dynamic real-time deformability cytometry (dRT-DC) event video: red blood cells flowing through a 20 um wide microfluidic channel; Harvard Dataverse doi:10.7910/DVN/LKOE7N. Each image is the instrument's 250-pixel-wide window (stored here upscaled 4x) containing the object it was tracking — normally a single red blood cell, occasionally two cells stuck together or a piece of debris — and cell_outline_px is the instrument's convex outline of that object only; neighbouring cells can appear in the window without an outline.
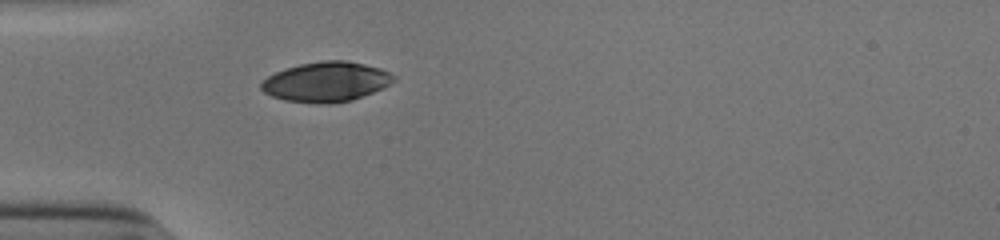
{"species": "human", "species_latin": "Homo sapiens", "temperature_condition": "cold", "stored_images_in_passage": 29, "camera_frame_rate_fps": 3000, "um_per_image_px": 0.085, "donor": {"sex": "male"}, "frame": {"image": 1, "passage_image": 1, "time_ms": 0.0, "image_size_px": [1000, 240], "cell_outline_px": [[396, 80], [372, 92], [352, 100], [328, 104], [320, 104], [284, 100], [272, 96], [264, 92], [260, 88], [260, 84], [268, 76], [276, 72], [300, 64], [324, 60], [348, 60], [380, 68], [396, 76]], "centroid_in_image_um": [27.72, 6.95], "position_along_channel_um": 57.3, "area_um2": 30.58}}
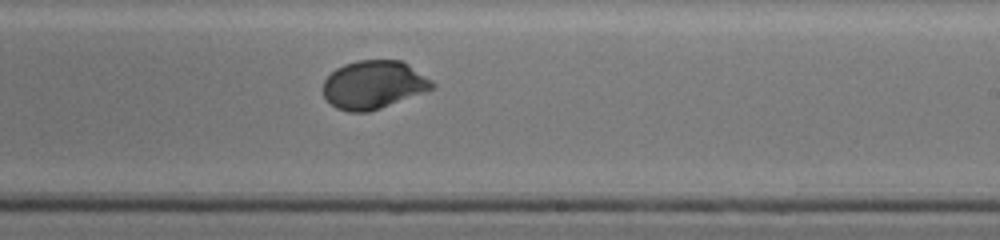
{"frame": {"image": 2, "passage_image": 17, "time_ms": 5.333, "image_size_px": [1000, 240], "cell_outline_px": [[436, 88], [428, 92], [368, 112], [348, 112], [336, 108], [324, 96], [324, 80], [336, 68], [344, 64], [356, 60], [400, 60], [408, 64], [432, 80], [436, 84]], "centroid_in_image_um": [31.8, 7.21], "position_along_channel_um": 257.2, "area_um2": 30.87}}
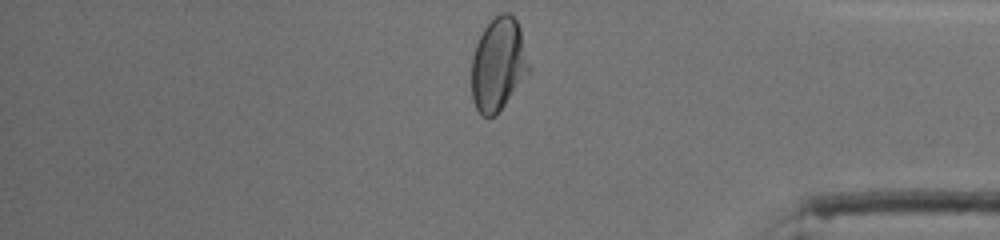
{"frame": {"image": 3, "passage_image": 29, "time_ms": 9.333, "image_size_px": [1000, 240], "cell_outline_px": [[532, 68], [504, 104], [492, 116], [480, 116], [472, 100], [472, 56], [476, 44], [484, 28], [500, 12], [508, 12], [516, 20], [520, 28]], "centroid_in_image_um": [42.36, 5.44], "position_along_channel_um": 392.8, "area_um2": 30.92}, "authors_computed_cell_mechanics": {"area_um2": 30.8652, "velocity_mm_per_s": 3.8965, "shape_relaxation_time_tau1_ms": 2.6923, "shape_relaxation_time_tau2_ms": null, "deformation_change_tau1": 0.1508, "deformation_change_tau2": null}}